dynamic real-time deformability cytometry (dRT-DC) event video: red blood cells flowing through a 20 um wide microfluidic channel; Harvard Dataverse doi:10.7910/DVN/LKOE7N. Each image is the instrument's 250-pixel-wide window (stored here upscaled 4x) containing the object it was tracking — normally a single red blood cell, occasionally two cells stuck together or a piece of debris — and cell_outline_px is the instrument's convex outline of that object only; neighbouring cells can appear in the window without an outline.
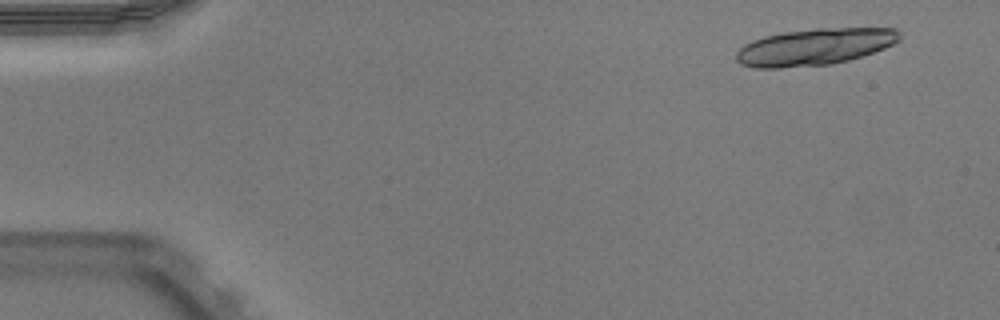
{"species": "Egyptian fruit bat (a non-hibernating species)", "species_latin": "Rousettus aegyptiacus", "temperature_condition": "warm", "stored_images_in_passage": 15, "camera_frame_rate_fps": 3000, "um_per_image_px": 0.085, "animal": {"sex": "male"}, "frame": {"image": 1, "passage_image": 1, "time_ms": 0.0, "image_size_px": [1000, 320], "cell_outline_px": [[900, 40], [884, 48], [848, 60], [832, 64], [780, 68], [752, 68], [740, 64], [736, 60], [736, 52], [744, 44], [752, 40], [764, 36], [784, 32], [816, 28], [896, 28], [900, 32]], "centroid_in_image_um": [69.21, 3.98], "position_along_channel_um": 15.8, "area_um2": 34.97}}